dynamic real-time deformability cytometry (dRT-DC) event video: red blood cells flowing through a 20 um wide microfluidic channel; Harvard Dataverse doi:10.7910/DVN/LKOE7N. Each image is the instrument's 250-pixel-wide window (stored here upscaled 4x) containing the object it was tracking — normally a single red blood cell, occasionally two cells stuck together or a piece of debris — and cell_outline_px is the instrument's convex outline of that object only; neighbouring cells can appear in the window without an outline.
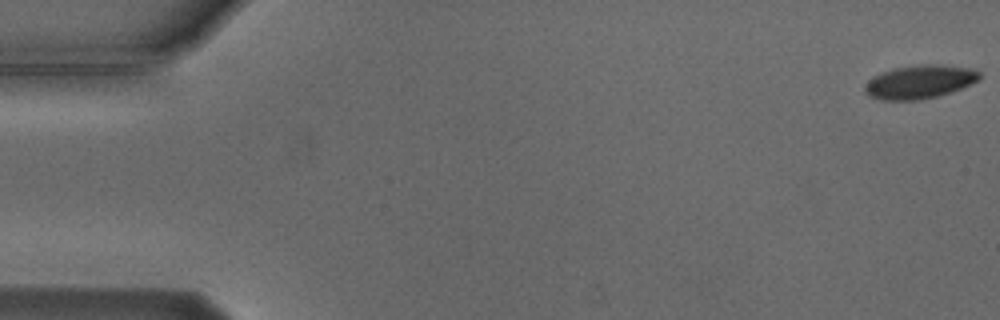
{"species": "Egyptian fruit bat (a non-hibernating species)", "species_latin": "Rousettus aegyptiacus", "temperature_condition": "cold", "stored_images_in_passage": 5, "camera_frame_rate_fps": 3000, "um_per_image_px": 0.085, "animal": {"sex": "male"}, "frame": {"image": 1, "passage_image": 1, "time_ms": 0.0, "image_size_px": [1000, 320], "cell_outline_px": [[980, 80], [952, 92], [940, 96], [916, 100], [880, 100], [868, 96], [864, 92], [864, 84], [872, 76], [880, 72], [892, 68], [916, 64], [940, 64], [972, 68], [980, 72]], "centroid_in_image_um": [78.14, 6.95], "position_along_channel_um": 6.9, "area_um2": 22.95}}